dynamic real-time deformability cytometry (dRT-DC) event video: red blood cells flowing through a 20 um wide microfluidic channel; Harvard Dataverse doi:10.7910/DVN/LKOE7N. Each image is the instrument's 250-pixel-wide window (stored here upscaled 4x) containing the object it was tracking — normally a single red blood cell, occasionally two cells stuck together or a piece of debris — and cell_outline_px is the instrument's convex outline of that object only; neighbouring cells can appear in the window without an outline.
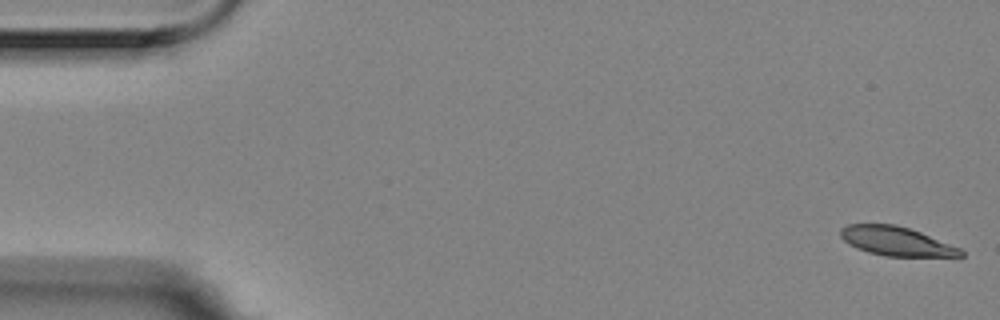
{"species": "Egyptian fruit bat (a non-hibernating species)", "species_latin": "Rousettus aegyptiacus", "temperature_condition": "room temperature", "stored_images_in_passage": 5, "camera_frame_rate_fps": 3000, "um_per_image_px": 0.085, "animal": {"sex": "female"}, "frame": {"image": 1, "passage_image": 1, "time_ms": 0.0, "image_size_px": [1000, 320], "cell_outline_px": [[964, 256], [888, 256], [868, 252], [856, 248], [848, 244], [840, 236], [840, 228], [848, 224], [896, 224], [920, 232], [960, 248], [964, 252]], "centroid_in_image_um": [76.15, 20.5], "position_along_channel_um": 8.9, "area_um2": 20.17}}
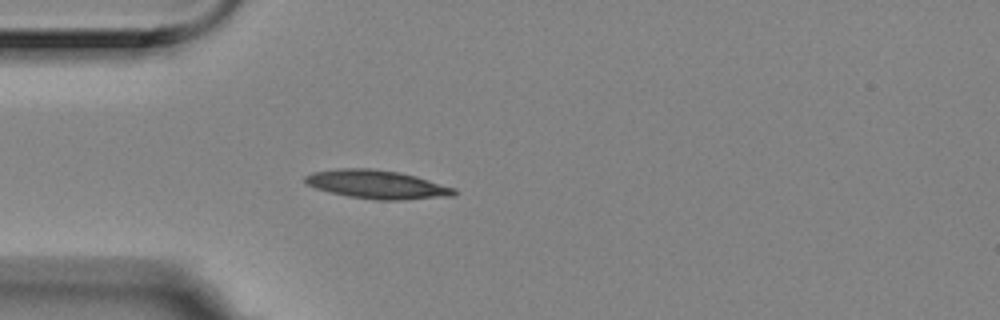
{"frame": {"image": 2, "passage_image": 5, "time_ms": 1.333, "image_size_px": [1000, 320], "cell_outline_px": [[456, 192], [452, 196], [400, 200], [376, 200], [348, 196], [316, 188], [308, 184], [304, 180], [304, 176], [312, 172], [340, 168], [372, 168], [400, 172], [416, 176], [456, 188]], "centroid_in_image_um": [32.06, 15.67], "position_along_channel_um": 52.9, "area_um2": 24.74}}